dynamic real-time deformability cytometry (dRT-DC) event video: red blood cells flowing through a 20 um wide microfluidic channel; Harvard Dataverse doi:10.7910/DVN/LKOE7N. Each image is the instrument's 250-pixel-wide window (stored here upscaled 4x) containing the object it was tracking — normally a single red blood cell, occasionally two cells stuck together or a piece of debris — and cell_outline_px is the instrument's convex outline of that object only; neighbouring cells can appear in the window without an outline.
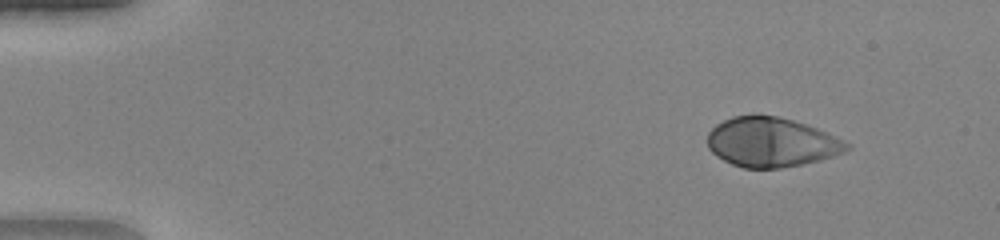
{"species": "human", "species_latin": "Homo sapiens", "temperature_condition": "warm", "stored_images_in_passage": 45, "camera_frame_rate_fps": 3000, "um_per_image_px": 0.085, "donor": {"sex": "female"}, "frame": {"image": 1, "passage_image": 1, "time_ms": 0.0, "image_size_px": [1000, 240], "cell_outline_px": [[852, 148], [844, 152], [820, 160], [780, 168], [744, 168], [732, 164], [716, 156], [708, 148], [708, 132], [716, 124], [732, 116], [776, 116], [792, 120], [816, 128], [852, 144]], "centroid_in_image_um": [65.56, 12.1], "position_along_channel_um": 19.4, "area_um2": 39.82}}
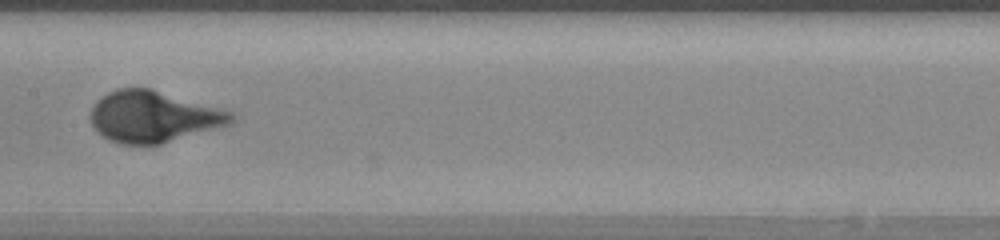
{"frame": {"image": 2, "passage_image": 22, "time_ms": 7.0, "image_size_px": [1000, 240], "cell_outline_px": [[236, 120], [232, 124], [160, 144], [120, 144], [108, 140], [100, 136], [92, 128], [92, 108], [108, 92], [116, 88], [148, 88], [220, 108], [232, 112], [236, 116]], "centroid_in_image_um": [13.05, 9.93], "position_along_channel_um": 194.3, "area_um2": 41.85}}
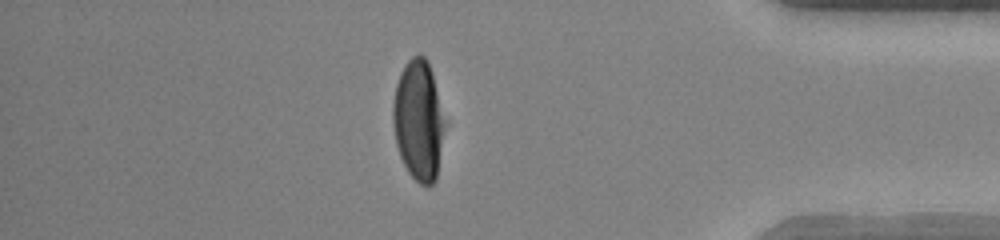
{"frame": {"image": 3, "passage_image": 39, "time_ms": 12.667, "image_size_px": [1000, 240], "cell_outline_px": [[448, 124], [436, 180], [428, 188], [420, 184], [408, 172], [400, 156], [396, 144], [392, 124], [392, 104], [396, 84], [400, 72], [408, 60], [412, 56], [420, 52], [428, 60], [448, 120]], "centroid_in_image_um": [35.63, 10.23], "position_along_channel_um": 399.6, "area_um2": 37.86}}